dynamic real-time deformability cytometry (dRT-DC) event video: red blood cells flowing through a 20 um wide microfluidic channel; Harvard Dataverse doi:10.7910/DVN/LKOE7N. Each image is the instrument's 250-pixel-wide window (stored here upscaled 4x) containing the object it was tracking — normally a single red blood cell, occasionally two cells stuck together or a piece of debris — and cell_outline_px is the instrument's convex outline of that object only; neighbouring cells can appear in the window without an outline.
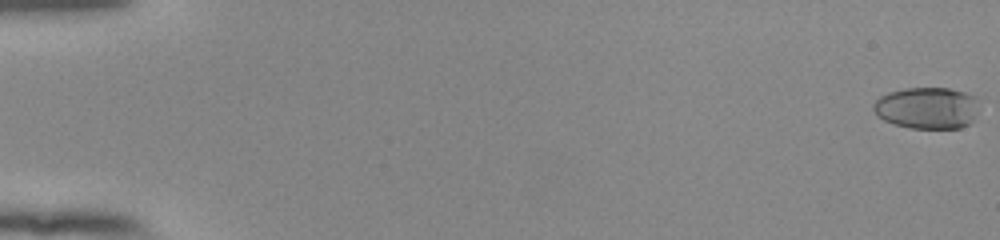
{"species": "human", "species_latin": "Homo sapiens", "temperature_condition": "room temperature", "stored_images_in_passage": 56, "camera_frame_rate_fps": 3000, "um_per_image_px": 0.085, "donor": {"sex": "female"}, "frame": {"image": 1, "passage_image": 1, "time_ms": 0.0, "image_size_px": [1000, 240], "cell_outline_px": [[976, 116], [968, 124], [960, 128], [912, 128], [896, 124], [884, 120], [876, 116], [872, 108], [872, 104], [880, 96], [888, 92], [904, 88], [948, 88], [964, 92], [976, 96]], "centroid_in_image_um": [78.76, 9.17], "position_along_channel_um": 6.2, "area_um2": 25.66}}
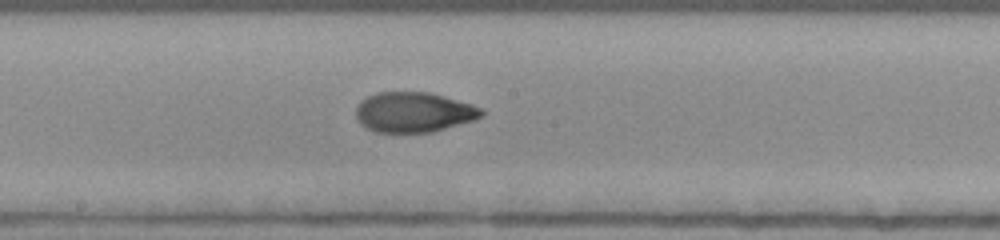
{"frame": {"image": 2, "passage_image": 32, "time_ms": 10.333, "image_size_px": [1000, 240], "cell_outline_px": [[484, 116], [472, 120], [432, 132], [376, 132], [360, 124], [356, 120], [356, 108], [360, 100], [376, 92], [428, 92], [444, 96], [472, 104], [480, 108], [484, 112]], "centroid_in_image_um": [35.13, 9.53], "position_along_channel_um": 213.1, "area_um2": 29.3}}
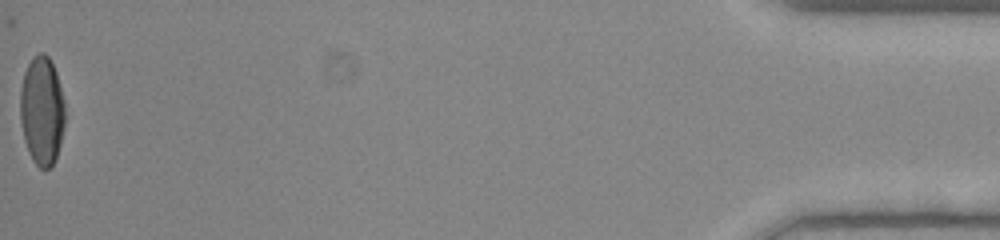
{"frame": {"image": 3, "passage_image": 56, "time_ms": 18.333, "image_size_px": [1000, 240], "cell_outline_px": [[64, 128], [60, 144], [52, 168], [40, 168], [32, 160], [28, 152], [24, 140], [20, 120], [20, 92], [24, 72], [32, 56], [40, 52], [44, 52], [48, 56], [56, 72], [64, 100]], "centroid_in_image_um": [3.55, 9.41], "position_along_channel_um": 431.6, "area_um2": 28.55}, "authors_computed_cell_mechanics": {"area_um2": 29.1023, "velocity_mm_per_s": 3.8736, "shape_relaxation_time_tau1_ms": 6.8814, "shape_relaxation_time_tau2_ms": 1.1951, "deformation_change_tau1": 0.2638, "deformation_change_tau2": 0.06}}